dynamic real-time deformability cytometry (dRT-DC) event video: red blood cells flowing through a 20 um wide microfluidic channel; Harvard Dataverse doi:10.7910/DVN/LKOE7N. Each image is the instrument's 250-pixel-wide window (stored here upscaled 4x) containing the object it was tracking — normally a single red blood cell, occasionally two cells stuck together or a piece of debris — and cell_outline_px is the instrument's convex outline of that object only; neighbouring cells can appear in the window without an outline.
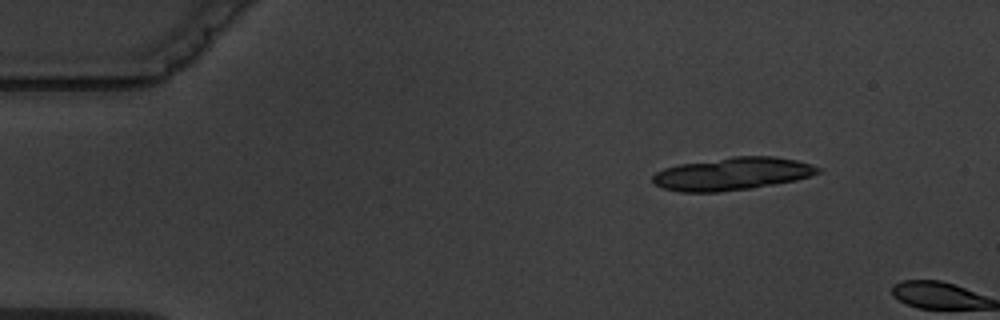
{"species": "common noctule bat (a hibernating species)", "species_latin": "Nyctalus noctula", "temperature_condition": "warm", "stored_images_in_passage": 2, "camera_frame_rate_fps": 3000, "um_per_image_px": 0.085, "animal": {"sex": "male", "body_mass_g": 19.5, "forearm_length_mm": 54.6}, "frame": {"image": 1, "passage_image": 1, "time_ms": 0.0, "image_size_px": [1000, 320], "cell_outline_px": [[824, 168], [820, 172], [796, 180], [752, 188], [720, 192], [680, 192], [664, 188], [656, 184], [652, 180], [652, 176], [656, 172], [664, 168], [680, 164], [732, 156], [776, 156], [796, 160], [812, 164]], "centroid_in_image_um": [62.27, 14.77], "position_along_channel_um": 22.7, "area_um2": 31.62}}